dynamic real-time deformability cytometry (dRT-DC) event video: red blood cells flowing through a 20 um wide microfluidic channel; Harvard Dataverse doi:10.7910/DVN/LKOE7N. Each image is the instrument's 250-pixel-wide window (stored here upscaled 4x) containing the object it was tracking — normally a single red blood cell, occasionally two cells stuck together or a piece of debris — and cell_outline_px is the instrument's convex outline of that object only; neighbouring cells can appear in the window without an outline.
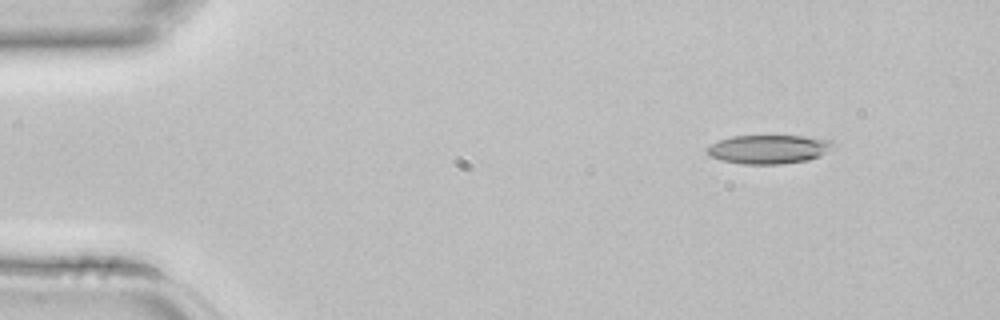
{"species": "common noctule bat (a hibernating species)", "species_latin": "Nyctalus noctula", "temperature_condition": "room temperature", "stored_images_in_passage": 4, "camera_frame_rate_fps": 3000, "um_per_image_px": 0.085, "animal": {"sex": "female", "body_mass_g": 22.7, "forearm_length_mm": 54.2}, "frame": {"image": 1, "passage_image": 4, "time_ms": 1.0, "image_size_px": [1000, 320], "cell_outline_px": [[836, 148], [820, 156], [808, 160], [780, 164], [740, 164], [720, 160], [712, 156], [708, 152], [708, 148], [712, 144], [720, 140], [732, 136], [804, 136], [832, 140], [836, 144]], "centroid_in_image_um": [65.43, 12.69], "position_along_channel_um": 19.6, "area_um2": 21.27}}